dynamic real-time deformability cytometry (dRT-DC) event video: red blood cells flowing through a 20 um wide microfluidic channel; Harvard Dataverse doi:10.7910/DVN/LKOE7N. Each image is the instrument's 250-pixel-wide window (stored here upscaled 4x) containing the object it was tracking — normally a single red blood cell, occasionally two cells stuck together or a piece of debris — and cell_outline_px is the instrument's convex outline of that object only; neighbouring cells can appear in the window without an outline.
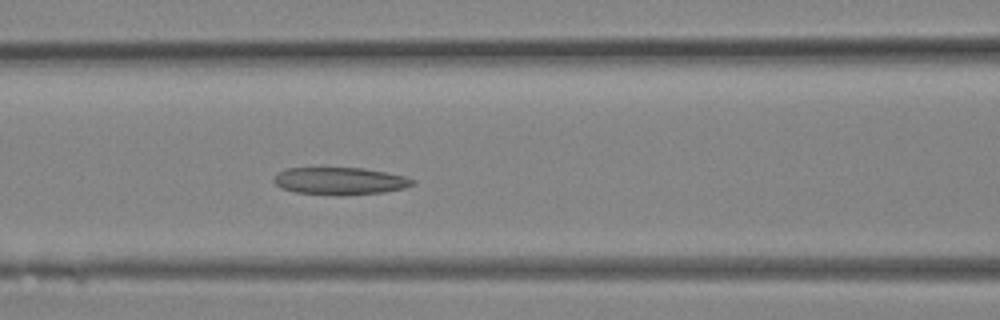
{"species": "Egyptian fruit bat (a non-hibernating species)", "species_latin": "Rousettus aegyptiacus", "temperature_condition": "room temperature", "stored_images_in_passage": 12, "camera_frame_rate_fps": 3000, "um_per_image_px": 0.085, "animal": {"sex": "female"}, "frame": {"image": 1, "passage_image": 12, "time_ms": 3.667, "image_size_px": [1000, 320], "cell_outline_px": [[416, 184], [404, 188], [384, 192], [296, 192], [280, 188], [272, 180], [272, 176], [288, 168], [360, 168], [384, 172], [404, 176], [416, 180]], "centroid_in_image_um": [28.89, 15.33], "position_along_channel_um": 137.7, "area_um2": 20.92}}